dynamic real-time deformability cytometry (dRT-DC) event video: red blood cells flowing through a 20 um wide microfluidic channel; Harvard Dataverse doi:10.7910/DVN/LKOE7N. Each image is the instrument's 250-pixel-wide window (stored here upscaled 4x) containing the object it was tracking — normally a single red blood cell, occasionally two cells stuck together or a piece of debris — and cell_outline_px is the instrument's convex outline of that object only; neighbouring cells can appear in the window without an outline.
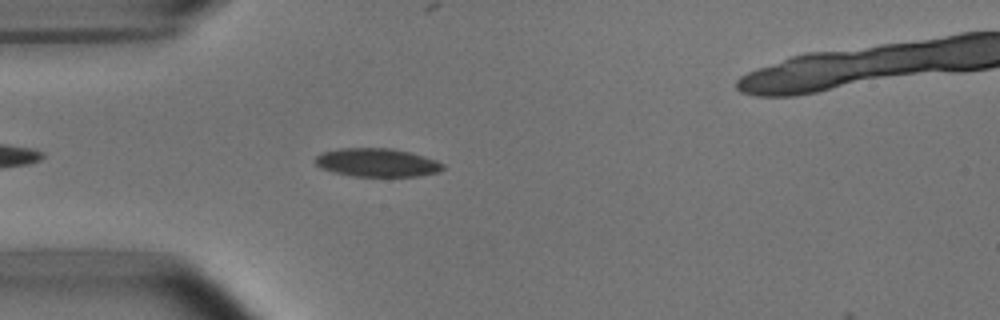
{"species": "common noctule bat (a hibernating species)", "species_latin": "Nyctalus noctula", "temperature_condition": "room temperature", "stored_images_in_passage": 10, "camera_frame_rate_fps": 3000, "um_per_image_px": 0.085, "animal": {"sex": "male", "body_mass_g": 15.6}, "frame": {"image": 1, "passage_image": 6, "time_ms": 1.667, "image_size_px": [1000, 320], "cell_outline_px": [[444, 168], [440, 172], [420, 176], [352, 176], [332, 172], [320, 168], [312, 160], [316, 156], [324, 152], [340, 148], [392, 148], [412, 152], [436, 160], [444, 164]], "centroid_in_image_um": [32.05, 13.82], "position_along_channel_um": 52.9, "area_um2": 21.39}}
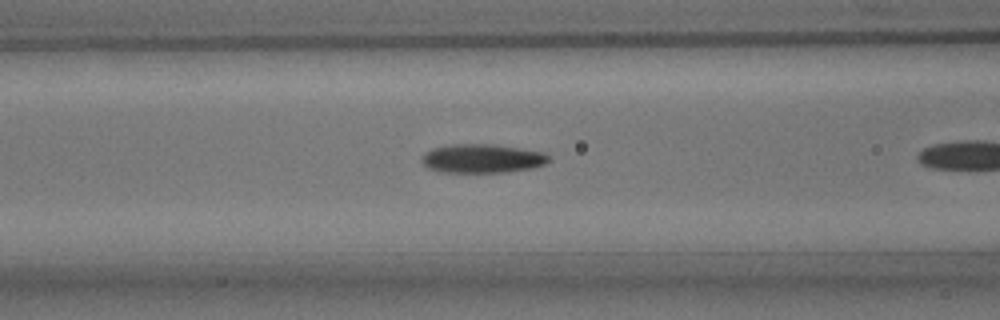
{"frame": {"image": 2, "passage_image": 9, "time_ms": 2.667, "image_size_px": [1000, 320], "cell_outline_px": [[552, 160], [544, 164], [532, 168], [508, 172], [440, 172], [428, 168], [420, 160], [424, 152], [432, 148], [452, 144], [492, 144], [520, 148], [544, 152]], "centroid_in_image_um": [40.98, 13.47], "position_along_channel_um": 125.6, "area_um2": 21.5}}